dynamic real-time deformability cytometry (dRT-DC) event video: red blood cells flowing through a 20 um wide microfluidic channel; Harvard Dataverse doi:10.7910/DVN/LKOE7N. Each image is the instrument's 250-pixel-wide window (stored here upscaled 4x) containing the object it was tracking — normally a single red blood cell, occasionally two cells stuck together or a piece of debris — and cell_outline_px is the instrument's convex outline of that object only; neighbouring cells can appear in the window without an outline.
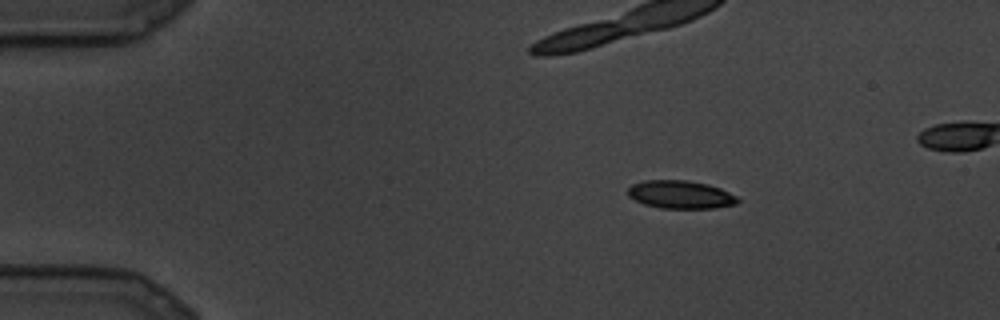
{"species": "common noctule bat (a hibernating species)", "species_latin": "Nyctalus noctula", "temperature_condition": "cold", "stored_images_in_passage": 9, "camera_frame_rate_fps": 3000, "um_per_image_px": 0.085, "animal": {"sex": "male", "body_mass_g": 19.5, "forearm_length_mm": 54.6}, "frame": {"image": 1, "passage_image": 3, "time_ms": 0.667, "image_size_px": [1000, 320], "cell_outline_px": [[740, 200], [736, 204], [712, 208], [660, 208], [644, 204], [628, 196], [628, 188], [632, 184], [644, 180], [688, 180], [708, 184], [720, 188], [736, 196]], "centroid_in_image_um": [57.83, 16.53], "position_along_channel_um": 27.2, "area_um2": 17.92}}